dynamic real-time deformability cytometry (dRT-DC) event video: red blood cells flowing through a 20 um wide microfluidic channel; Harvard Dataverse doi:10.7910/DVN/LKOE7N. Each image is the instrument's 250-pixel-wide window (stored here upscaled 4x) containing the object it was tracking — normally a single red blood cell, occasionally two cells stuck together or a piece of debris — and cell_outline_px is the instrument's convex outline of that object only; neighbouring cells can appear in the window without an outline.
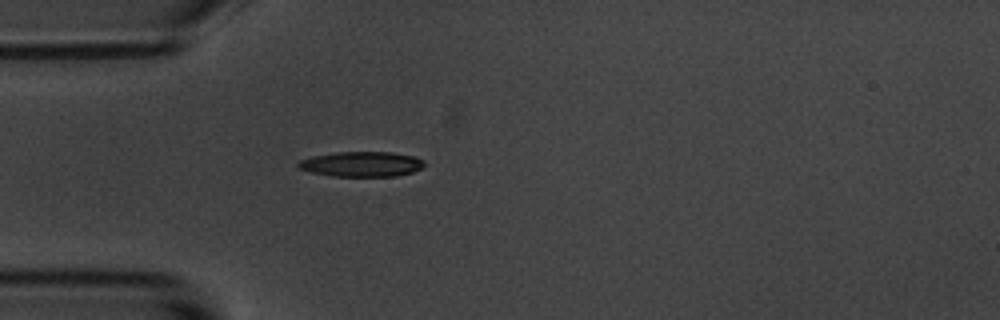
{"species": "common noctule bat (a hibernating species)", "species_latin": "Nyctalus noctula", "temperature_condition": "room temperature", "stored_images_in_passage": 1, "camera_frame_rate_fps": 3000, "um_per_image_px": 0.085, "animal": {"sex": "male", "body_mass_g": 20.1, "forearm_length_mm": 53.5}, "frame": {"image": 1, "passage_image": 1, "time_ms": 0.0, "image_size_px": [1000, 320], "cell_outline_px": [[424, 164], [420, 168], [412, 172], [396, 176], [332, 176], [312, 172], [300, 168], [296, 164], [300, 160], [312, 156], [336, 152], [392, 152], [412, 156], [424, 160]], "centroid_in_image_um": [30.72, 13.94], "position_along_channel_um": 54.3, "area_um2": 18.26}}